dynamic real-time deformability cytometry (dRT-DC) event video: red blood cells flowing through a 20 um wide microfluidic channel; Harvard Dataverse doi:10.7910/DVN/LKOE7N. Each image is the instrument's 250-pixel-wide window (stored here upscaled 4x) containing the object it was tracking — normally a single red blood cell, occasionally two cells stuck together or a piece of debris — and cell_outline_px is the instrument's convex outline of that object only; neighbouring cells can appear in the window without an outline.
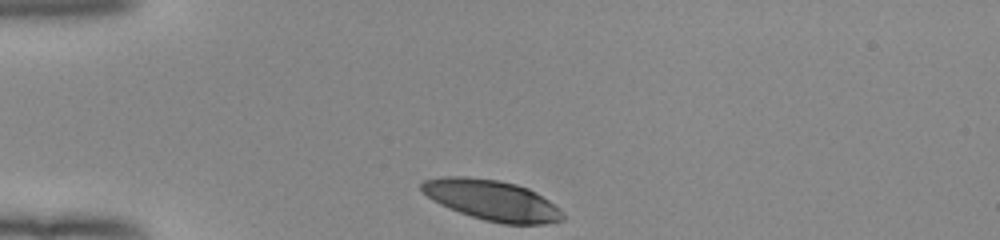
{"species": "human", "species_latin": "Homo sapiens", "temperature_condition": "room temperature", "stored_images_in_passage": 31, "camera_frame_rate_fps": 3000, "um_per_image_px": 0.085, "donor": {"sex": "female"}, "frame": {"image": 1, "passage_image": 1, "time_ms": 0.0, "image_size_px": [1000, 240], "cell_outline_px": [[564, 220], [544, 224], [504, 224], [484, 220], [448, 208], [432, 200], [420, 188], [420, 184], [424, 180], [444, 176], [468, 176], [500, 180], [516, 184], [528, 188], [536, 192], [560, 208], [564, 216]], "centroid_in_image_um": [41.82, 17.01], "position_along_channel_um": 43.2, "area_um2": 33.35}}
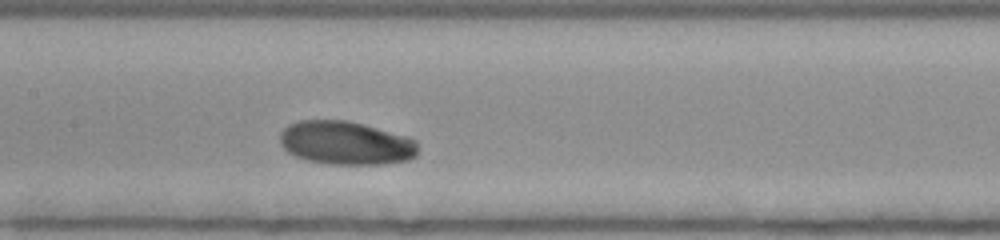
{"frame": {"image": 2, "passage_image": 14, "time_ms": 4.333, "image_size_px": [1000, 240], "cell_outline_px": [[416, 156], [408, 160], [384, 164], [328, 164], [308, 160], [296, 156], [288, 152], [280, 144], [280, 132], [288, 124], [300, 120], [348, 120], [364, 124], [408, 136], [416, 140]], "centroid_in_image_um": [29.39, 12.14], "position_along_channel_um": 178.0, "area_um2": 35.14}}
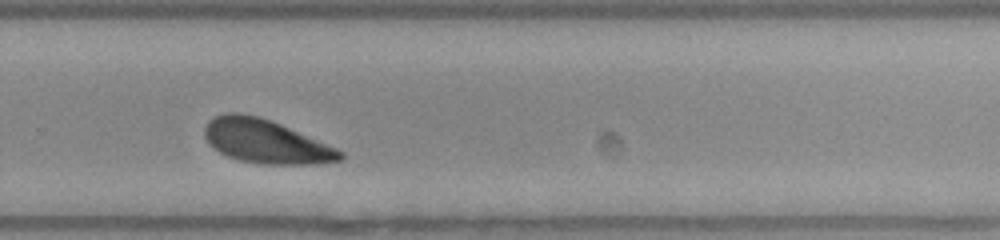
{"frame": {"image": 3, "passage_image": 24, "time_ms": 7.667, "image_size_px": [1000, 240], "cell_outline_px": [[344, 160], [320, 164], [260, 164], [240, 160], [228, 156], [220, 152], [208, 144], [204, 136], [204, 128], [208, 120], [224, 112], [240, 112], [256, 116], [280, 124], [336, 148], [344, 152]], "centroid_in_image_um": [22.57, 12.03], "position_along_channel_um": 307.2, "area_um2": 34.45}, "authors_computed_cell_mechanics": {"area_um2": 34.6222, "velocity_mm_per_s": 3.8873, "shape_relaxation_time_tau1_ms": 3.1259, "shape_relaxation_time_tau2_ms": null, "deformation_change_tau1": 0.1302, "deformation_change_tau2": null}}